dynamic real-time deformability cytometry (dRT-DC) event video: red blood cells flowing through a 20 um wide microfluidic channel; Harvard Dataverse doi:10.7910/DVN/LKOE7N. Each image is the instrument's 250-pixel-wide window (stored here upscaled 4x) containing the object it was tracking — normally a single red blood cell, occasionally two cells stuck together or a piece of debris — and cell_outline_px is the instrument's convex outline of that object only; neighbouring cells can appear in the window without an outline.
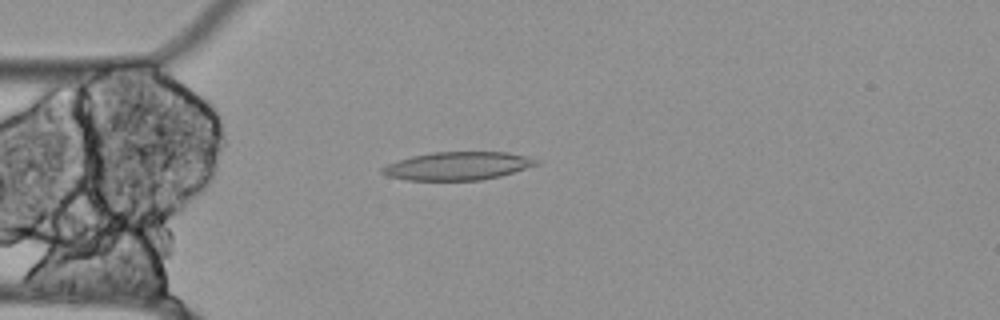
{"species": "Egyptian fruit bat (a non-hibernating species)", "species_latin": "Rousettus aegyptiacus", "temperature_condition": "cold", "stored_images_in_passage": 47, "camera_frame_rate_fps": 3000, "um_per_image_px": 0.085, "animal": {"sex": "female"}, "frame": {"image": 1, "passage_image": 6, "time_ms": 1.667, "image_size_px": [1000, 320], "cell_outline_px": [[540, 164], [500, 176], [480, 180], [408, 180], [388, 176], [380, 172], [380, 168], [388, 164], [412, 156], [432, 152], [508, 152], [540, 160]], "centroid_in_image_um": [38.92, 14.1], "position_along_channel_um": 46.1, "area_um2": 25.14}}
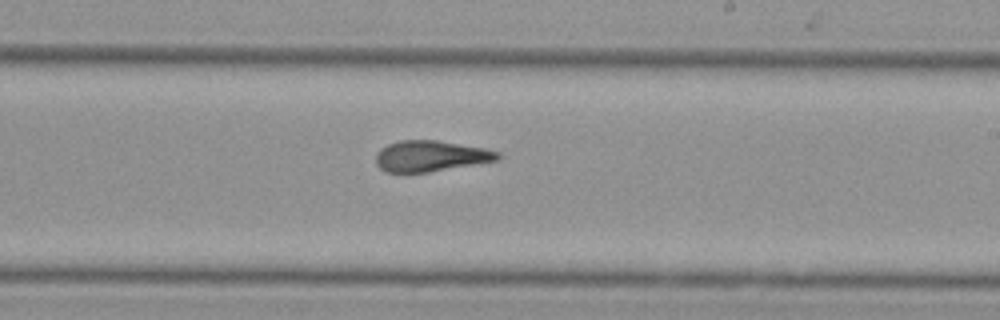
{"frame": {"image": 2, "passage_image": 24, "time_ms": 7.667, "image_size_px": [1000, 320], "cell_outline_px": [[504, 156], [500, 160], [428, 172], [384, 172], [376, 164], [376, 152], [380, 148], [388, 144], [400, 140], [436, 140], [484, 148], [500, 152]], "centroid_in_image_um": [36.62, 13.26], "position_along_channel_um": 252.4, "area_um2": 22.08}}
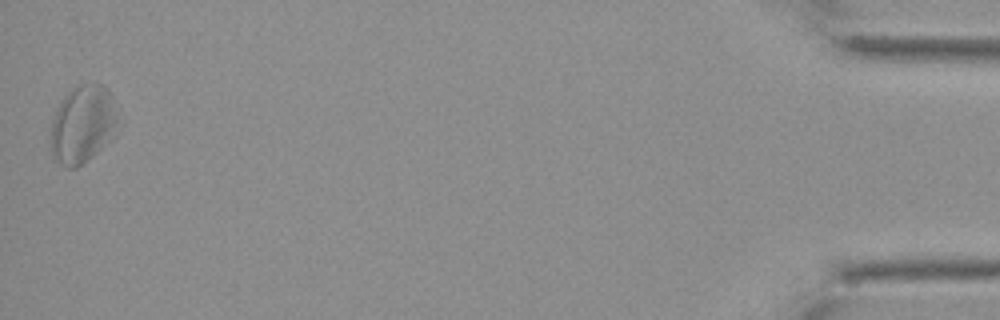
{"frame": {"image": 3, "passage_image": 47, "time_ms": 15.333, "image_size_px": [1000, 320], "cell_outline_px": [[112, 124], [100, 148], [92, 156], [76, 168], [68, 168], [60, 164], [52, 156], [52, 120], [56, 108], [60, 100], [68, 92], [80, 84], [104, 84], [108, 88], [112, 96]], "centroid_in_image_um": [6.9, 10.54], "position_along_channel_um": 428.3, "area_um2": 28.67}, "authors_computed_cell_mechanics": {"area_um2": 24.5072, "velocity_mm_per_s": 3.4854, "shape_relaxation_time_tau1_ms": null, "shape_relaxation_time_tau2_ms": 3.7421, "deformation_change_tau1": null, "deformation_change_tau2": 0.0902}}